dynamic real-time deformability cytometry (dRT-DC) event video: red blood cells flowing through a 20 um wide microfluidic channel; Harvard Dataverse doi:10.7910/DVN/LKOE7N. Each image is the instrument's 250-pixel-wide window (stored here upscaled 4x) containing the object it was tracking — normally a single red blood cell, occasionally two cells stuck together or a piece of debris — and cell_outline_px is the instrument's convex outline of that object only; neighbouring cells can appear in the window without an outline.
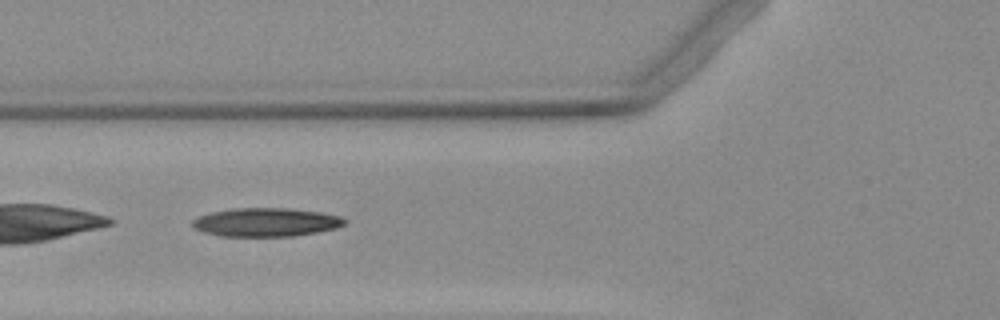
{"species": "Egyptian fruit bat (a non-hibernating species)", "species_latin": "Rousettus aegyptiacus", "temperature_condition": "warm", "stored_images_in_passage": 6, "camera_frame_rate_fps": 3000, "um_per_image_px": 0.085, "animal": {"sex": "female"}, "frame": {"image": 1, "passage_image": 5, "time_ms": 6.0, "image_size_px": [1000, 320], "cell_outline_px": [[348, 220], [344, 224], [336, 228], [316, 232], [292, 236], [220, 236], [204, 232], [192, 228], [192, 220], [200, 216], [212, 212], [232, 208], [288, 208], [320, 212], [340, 216]], "centroid_in_image_um": [22.6, 18.89], "position_along_channel_um": 103.2, "area_um2": 25.32}}
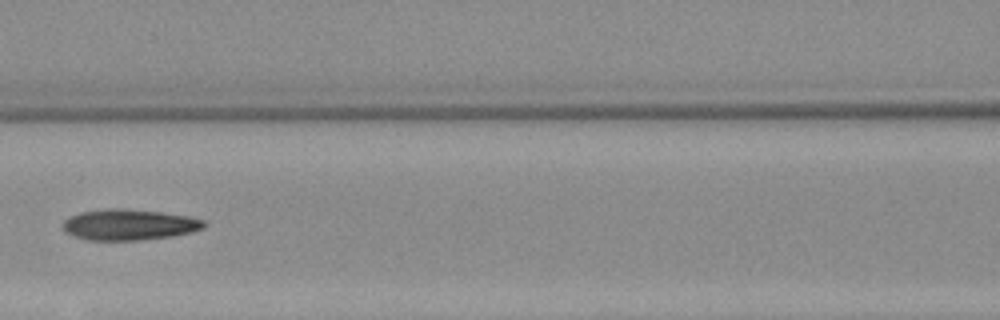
{"frame": {"image": 2, "passage_image": 6, "time_ms": 7.333, "image_size_px": [1000, 320], "cell_outline_px": [[208, 224], [204, 228], [192, 232], [172, 236], [140, 240], [88, 240], [64, 232], [64, 220], [80, 212], [108, 208], [116, 208], [160, 212], [188, 216], [204, 220]], "centroid_in_image_um": [11.01, 19.1], "position_along_channel_um": 155.6, "area_um2": 25.26}}